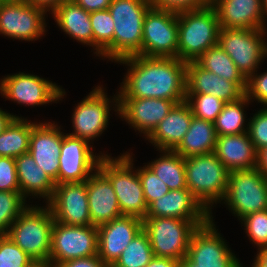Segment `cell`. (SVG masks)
I'll return each instance as SVG.
<instances>
[{
	"mask_svg": "<svg viewBox=\"0 0 267 267\" xmlns=\"http://www.w3.org/2000/svg\"><path fill=\"white\" fill-rule=\"evenodd\" d=\"M27 3L39 8H43L46 12L51 13L62 3L63 0H24Z\"/></svg>",
	"mask_w": 267,
	"mask_h": 267,
	"instance_id": "7dc6e473",
	"label": "cell"
},
{
	"mask_svg": "<svg viewBox=\"0 0 267 267\" xmlns=\"http://www.w3.org/2000/svg\"><path fill=\"white\" fill-rule=\"evenodd\" d=\"M249 102L250 100L245 95L238 101L224 104L222 111L214 121L217 137L247 133L248 127L244 125L246 124L244 106L249 105Z\"/></svg>",
	"mask_w": 267,
	"mask_h": 267,
	"instance_id": "836d02e7",
	"label": "cell"
},
{
	"mask_svg": "<svg viewBox=\"0 0 267 267\" xmlns=\"http://www.w3.org/2000/svg\"><path fill=\"white\" fill-rule=\"evenodd\" d=\"M63 141L60 126L52 122H33L28 153L36 165L58 185L59 157Z\"/></svg>",
	"mask_w": 267,
	"mask_h": 267,
	"instance_id": "ffe728a7",
	"label": "cell"
},
{
	"mask_svg": "<svg viewBox=\"0 0 267 267\" xmlns=\"http://www.w3.org/2000/svg\"><path fill=\"white\" fill-rule=\"evenodd\" d=\"M104 91L103 86L99 85L77 104L71 119L74 132L67 134L89 143L102 135L108 125L110 108L114 105L113 110L119 113L118 94L110 99Z\"/></svg>",
	"mask_w": 267,
	"mask_h": 267,
	"instance_id": "30bf717a",
	"label": "cell"
},
{
	"mask_svg": "<svg viewBox=\"0 0 267 267\" xmlns=\"http://www.w3.org/2000/svg\"><path fill=\"white\" fill-rule=\"evenodd\" d=\"M150 0H113L108 8L114 22L113 61L142 55L143 21Z\"/></svg>",
	"mask_w": 267,
	"mask_h": 267,
	"instance_id": "8992f818",
	"label": "cell"
},
{
	"mask_svg": "<svg viewBox=\"0 0 267 267\" xmlns=\"http://www.w3.org/2000/svg\"><path fill=\"white\" fill-rule=\"evenodd\" d=\"M0 191H20L15 158L0 156Z\"/></svg>",
	"mask_w": 267,
	"mask_h": 267,
	"instance_id": "7bdbcfd3",
	"label": "cell"
},
{
	"mask_svg": "<svg viewBox=\"0 0 267 267\" xmlns=\"http://www.w3.org/2000/svg\"><path fill=\"white\" fill-rule=\"evenodd\" d=\"M216 138L214 122L193 116L187 133L174 151L183 158L212 153Z\"/></svg>",
	"mask_w": 267,
	"mask_h": 267,
	"instance_id": "f1b7e54d",
	"label": "cell"
},
{
	"mask_svg": "<svg viewBox=\"0 0 267 267\" xmlns=\"http://www.w3.org/2000/svg\"><path fill=\"white\" fill-rule=\"evenodd\" d=\"M262 4H263V17H264V24L266 22V16H267V0H262ZM266 15V16H265Z\"/></svg>",
	"mask_w": 267,
	"mask_h": 267,
	"instance_id": "11a10c76",
	"label": "cell"
},
{
	"mask_svg": "<svg viewBox=\"0 0 267 267\" xmlns=\"http://www.w3.org/2000/svg\"><path fill=\"white\" fill-rule=\"evenodd\" d=\"M15 117H19V116L10 114L7 111H3L0 108V134L7 128V126L11 123V121Z\"/></svg>",
	"mask_w": 267,
	"mask_h": 267,
	"instance_id": "816d5d0a",
	"label": "cell"
},
{
	"mask_svg": "<svg viewBox=\"0 0 267 267\" xmlns=\"http://www.w3.org/2000/svg\"><path fill=\"white\" fill-rule=\"evenodd\" d=\"M258 250L252 267H267V248Z\"/></svg>",
	"mask_w": 267,
	"mask_h": 267,
	"instance_id": "f907efd6",
	"label": "cell"
},
{
	"mask_svg": "<svg viewBox=\"0 0 267 267\" xmlns=\"http://www.w3.org/2000/svg\"><path fill=\"white\" fill-rule=\"evenodd\" d=\"M223 203L238 220L267 210V179L257 168L229 172Z\"/></svg>",
	"mask_w": 267,
	"mask_h": 267,
	"instance_id": "9c48e42d",
	"label": "cell"
},
{
	"mask_svg": "<svg viewBox=\"0 0 267 267\" xmlns=\"http://www.w3.org/2000/svg\"><path fill=\"white\" fill-rule=\"evenodd\" d=\"M3 3H4V0H0V7L2 6Z\"/></svg>",
	"mask_w": 267,
	"mask_h": 267,
	"instance_id": "6f0895ef",
	"label": "cell"
},
{
	"mask_svg": "<svg viewBox=\"0 0 267 267\" xmlns=\"http://www.w3.org/2000/svg\"><path fill=\"white\" fill-rule=\"evenodd\" d=\"M137 172L147 206L170 191L168 186L147 165L137 169Z\"/></svg>",
	"mask_w": 267,
	"mask_h": 267,
	"instance_id": "ab89813d",
	"label": "cell"
},
{
	"mask_svg": "<svg viewBox=\"0 0 267 267\" xmlns=\"http://www.w3.org/2000/svg\"><path fill=\"white\" fill-rule=\"evenodd\" d=\"M98 253V228L74 226L54 221L52 227L49 262L52 265L71 259L96 256Z\"/></svg>",
	"mask_w": 267,
	"mask_h": 267,
	"instance_id": "8fae6325",
	"label": "cell"
},
{
	"mask_svg": "<svg viewBox=\"0 0 267 267\" xmlns=\"http://www.w3.org/2000/svg\"><path fill=\"white\" fill-rule=\"evenodd\" d=\"M28 207L6 235L35 262H49L54 218L48 205Z\"/></svg>",
	"mask_w": 267,
	"mask_h": 267,
	"instance_id": "277c9868",
	"label": "cell"
},
{
	"mask_svg": "<svg viewBox=\"0 0 267 267\" xmlns=\"http://www.w3.org/2000/svg\"><path fill=\"white\" fill-rule=\"evenodd\" d=\"M219 31L218 16L211 4L178 13V58L185 62L197 60L218 45Z\"/></svg>",
	"mask_w": 267,
	"mask_h": 267,
	"instance_id": "3957f363",
	"label": "cell"
},
{
	"mask_svg": "<svg viewBox=\"0 0 267 267\" xmlns=\"http://www.w3.org/2000/svg\"><path fill=\"white\" fill-rule=\"evenodd\" d=\"M88 12L107 10L113 0H74Z\"/></svg>",
	"mask_w": 267,
	"mask_h": 267,
	"instance_id": "bcb514c9",
	"label": "cell"
},
{
	"mask_svg": "<svg viewBox=\"0 0 267 267\" xmlns=\"http://www.w3.org/2000/svg\"><path fill=\"white\" fill-rule=\"evenodd\" d=\"M119 118L147 138L176 104L158 98H118Z\"/></svg>",
	"mask_w": 267,
	"mask_h": 267,
	"instance_id": "d6986e66",
	"label": "cell"
},
{
	"mask_svg": "<svg viewBox=\"0 0 267 267\" xmlns=\"http://www.w3.org/2000/svg\"><path fill=\"white\" fill-rule=\"evenodd\" d=\"M193 113V116L214 122L225 104L218 97L211 94L186 93L185 100Z\"/></svg>",
	"mask_w": 267,
	"mask_h": 267,
	"instance_id": "8d00e7d4",
	"label": "cell"
},
{
	"mask_svg": "<svg viewBox=\"0 0 267 267\" xmlns=\"http://www.w3.org/2000/svg\"><path fill=\"white\" fill-rule=\"evenodd\" d=\"M195 62L203 69L234 83H247L230 56L219 46L204 52Z\"/></svg>",
	"mask_w": 267,
	"mask_h": 267,
	"instance_id": "1f68e13d",
	"label": "cell"
},
{
	"mask_svg": "<svg viewBox=\"0 0 267 267\" xmlns=\"http://www.w3.org/2000/svg\"><path fill=\"white\" fill-rule=\"evenodd\" d=\"M213 216L192 234L186 257L197 267H243L214 224Z\"/></svg>",
	"mask_w": 267,
	"mask_h": 267,
	"instance_id": "4fadbf2b",
	"label": "cell"
},
{
	"mask_svg": "<svg viewBox=\"0 0 267 267\" xmlns=\"http://www.w3.org/2000/svg\"><path fill=\"white\" fill-rule=\"evenodd\" d=\"M146 217H173L189 221H209V213L188 188L170 190L147 206Z\"/></svg>",
	"mask_w": 267,
	"mask_h": 267,
	"instance_id": "7402d4cb",
	"label": "cell"
},
{
	"mask_svg": "<svg viewBox=\"0 0 267 267\" xmlns=\"http://www.w3.org/2000/svg\"><path fill=\"white\" fill-rule=\"evenodd\" d=\"M97 228V255L106 265L111 267L132 239L143 229V221L135 216L122 215Z\"/></svg>",
	"mask_w": 267,
	"mask_h": 267,
	"instance_id": "ac0fdd59",
	"label": "cell"
},
{
	"mask_svg": "<svg viewBox=\"0 0 267 267\" xmlns=\"http://www.w3.org/2000/svg\"><path fill=\"white\" fill-rule=\"evenodd\" d=\"M159 151L162 153L160 157L147 166L168 186L169 190L187 188L185 158L174 150Z\"/></svg>",
	"mask_w": 267,
	"mask_h": 267,
	"instance_id": "f546056e",
	"label": "cell"
},
{
	"mask_svg": "<svg viewBox=\"0 0 267 267\" xmlns=\"http://www.w3.org/2000/svg\"><path fill=\"white\" fill-rule=\"evenodd\" d=\"M150 4L154 9L180 13L207 7L211 0H150Z\"/></svg>",
	"mask_w": 267,
	"mask_h": 267,
	"instance_id": "b9f144b4",
	"label": "cell"
},
{
	"mask_svg": "<svg viewBox=\"0 0 267 267\" xmlns=\"http://www.w3.org/2000/svg\"><path fill=\"white\" fill-rule=\"evenodd\" d=\"M142 30V56L178 58V13L151 7Z\"/></svg>",
	"mask_w": 267,
	"mask_h": 267,
	"instance_id": "7c38bea8",
	"label": "cell"
},
{
	"mask_svg": "<svg viewBox=\"0 0 267 267\" xmlns=\"http://www.w3.org/2000/svg\"><path fill=\"white\" fill-rule=\"evenodd\" d=\"M85 139L63 132V141L59 157L58 184L82 182L87 180L98 169L103 155L96 156L93 146Z\"/></svg>",
	"mask_w": 267,
	"mask_h": 267,
	"instance_id": "2e32d148",
	"label": "cell"
},
{
	"mask_svg": "<svg viewBox=\"0 0 267 267\" xmlns=\"http://www.w3.org/2000/svg\"><path fill=\"white\" fill-rule=\"evenodd\" d=\"M15 162L21 195L25 199L29 196H39L45 198L47 203L53 196L55 182L36 165L29 153L15 157Z\"/></svg>",
	"mask_w": 267,
	"mask_h": 267,
	"instance_id": "4316f807",
	"label": "cell"
},
{
	"mask_svg": "<svg viewBox=\"0 0 267 267\" xmlns=\"http://www.w3.org/2000/svg\"><path fill=\"white\" fill-rule=\"evenodd\" d=\"M9 1H23V0H4V2H9Z\"/></svg>",
	"mask_w": 267,
	"mask_h": 267,
	"instance_id": "9f6ffc18",
	"label": "cell"
},
{
	"mask_svg": "<svg viewBox=\"0 0 267 267\" xmlns=\"http://www.w3.org/2000/svg\"><path fill=\"white\" fill-rule=\"evenodd\" d=\"M214 154L230 172L257 168V154L248 133L218 136Z\"/></svg>",
	"mask_w": 267,
	"mask_h": 267,
	"instance_id": "484cf974",
	"label": "cell"
},
{
	"mask_svg": "<svg viewBox=\"0 0 267 267\" xmlns=\"http://www.w3.org/2000/svg\"><path fill=\"white\" fill-rule=\"evenodd\" d=\"M34 262L6 234L0 235V267H30Z\"/></svg>",
	"mask_w": 267,
	"mask_h": 267,
	"instance_id": "74e56055",
	"label": "cell"
},
{
	"mask_svg": "<svg viewBox=\"0 0 267 267\" xmlns=\"http://www.w3.org/2000/svg\"><path fill=\"white\" fill-rule=\"evenodd\" d=\"M46 204L56 222L74 226L92 225L86 180L56 185L52 198Z\"/></svg>",
	"mask_w": 267,
	"mask_h": 267,
	"instance_id": "e0dca14e",
	"label": "cell"
},
{
	"mask_svg": "<svg viewBox=\"0 0 267 267\" xmlns=\"http://www.w3.org/2000/svg\"><path fill=\"white\" fill-rule=\"evenodd\" d=\"M33 122L15 117L0 134V156L15 158L29 151Z\"/></svg>",
	"mask_w": 267,
	"mask_h": 267,
	"instance_id": "4dcf8cb0",
	"label": "cell"
},
{
	"mask_svg": "<svg viewBox=\"0 0 267 267\" xmlns=\"http://www.w3.org/2000/svg\"><path fill=\"white\" fill-rule=\"evenodd\" d=\"M266 35L267 29L220 28L218 45L230 56L246 80L267 57Z\"/></svg>",
	"mask_w": 267,
	"mask_h": 267,
	"instance_id": "ba28073f",
	"label": "cell"
},
{
	"mask_svg": "<svg viewBox=\"0 0 267 267\" xmlns=\"http://www.w3.org/2000/svg\"><path fill=\"white\" fill-rule=\"evenodd\" d=\"M86 188L93 226L98 227L122 216L113 186L99 169L86 180Z\"/></svg>",
	"mask_w": 267,
	"mask_h": 267,
	"instance_id": "603a6c76",
	"label": "cell"
},
{
	"mask_svg": "<svg viewBox=\"0 0 267 267\" xmlns=\"http://www.w3.org/2000/svg\"><path fill=\"white\" fill-rule=\"evenodd\" d=\"M179 267H197V265L191 262L186 256L179 261Z\"/></svg>",
	"mask_w": 267,
	"mask_h": 267,
	"instance_id": "f5cc1de1",
	"label": "cell"
},
{
	"mask_svg": "<svg viewBox=\"0 0 267 267\" xmlns=\"http://www.w3.org/2000/svg\"><path fill=\"white\" fill-rule=\"evenodd\" d=\"M220 28L266 29L262 0H211Z\"/></svg>",
	"mask_w": 267,
	"mask_h": 267,
	"instance_id": "cb8c5ba5",
	"label": "cell"
},
{
	"mask_svg": "<svg viewBox=\"0 0 267 267\" xmlns=\"http://www.w3.org/2000/svg\"><path fill=\"white\" fill-rule=\"evenodd\" d=\"M46 11L26 1L4 2L0 7V34L35 41L46 32Z\"/></svg>",
	"mask_w": 267,
	"mask_h": 267,
	"instance_id": "9a60e30c",
	"label": "cell"
},
{
	"mask_svg": "<svg viewBox=\"0 0 267 267\" xmlns=\"http://www.w3.org/2000/svg\"><path fill=\"white\" fill-rule=\"evenodd\" d=\"M55 267H109L106 265L98 255L86 257V258H78L71 259L62 263H57Z\"/></svg>",
	"mask_w": 267,
	"mask_h": 267,
	"instance_id": "f6af8a7d",
	"label": "cell"
},
{
	"mask_svg": "<svg viewBox=\"0 0 267 267\" xmlns=\"http://www.w3.org/2000/svg\"><path fill=\"white\" fill-rule=\"evenodd\" d=\"M143 230L147 233L154 256L182 260L193 232L208 221H189L173 217H145Z\"/></svg>",
	"mask_w": 267,
	"mask_h": 267,
	"instance_id": "52a82bcc",
	"label": "cell"
},
{
	"mask_svg": "<svg viewBox=\"0 0 267 267\" xmlns=\"http://www.w3.org/2000/svg\"><path fill=\"white\" fill-rule=\"evenodd\" d=\"M115 62L129 66L118 98H160L176 104L186 100L187 62L174 57L142 55Z\"/></svg>",
	"mask_w": 267,
	"mask_h": 267,
	"instance_id": "6da1fadb",
	"label": "cell"
},
{
	"mask_svg": "<svg viewBox=\"0 0 267 267\" xmlns=\"http://www.w3.org/2000/svg\"><path fill=\"white\" fill-rule=\"evenodd\" d=\"M90 21L94 54L113 61L114 22L110 11L107 9L90 12Z\"/></svg>",
	"mask_w": 267,
	"mask_h": 267,
	"instance_id": "d6a6232c",
	"label": "cell"
},
{
	"mask_svg": "<svg viewBox=\"0 0 267 267\" xmlns=\"http://www.w3.org/2000/svg\"><path fill=\"white\" fill-rule=\"evenodd\" d=\"M192 117L186 101L177 103L146 139L157 150H174L187 133Z\"/></svg>",
	"mask_w": 267,
	"mask_h": 267,
	"instance_id": "d4e9b609",
	"label": "cell"
},
{
	"mask_svg": "<svg viewBox=\"0 0 267 267\" xmlns=\"http://www.w3.org/2000/svg\"><path fill=\"white\" fill-rule=\"evenodd\" d=\"M257 169L267 179V146L258 151Z\"/></svg>",
	"mask_w": 267,
	"mask_h": 267,
	"instance_id": "681fc988",
	"label": "cell"
},
{
	"mask_svg": "<svg viewBox=\"0 0 267 267\" xmlns=\"http://www.w3.org/2000/svg\"><path fill=\"white\" fill-rule=\"evenodd\" d=\"M145 267H179V261L168 257L154 256Z\"/></svg>",
	"mask_w": 267,
	"mask_h": 267,
	"instance_id": "c3c4849f",
	"label": "cell"
},
{
	"mask_svg": "<svg viewBox=\"0 0 267 267\" xmlns=\"http://www.w3.org/2000/svg\"><path fill=\"white\" fill-rule=\"evenodd\" d=\"M153 257L149 237L142 229L123 250L112 267H145Z\"/></svg>",
	"mask_w": 267,
	"mask_h": 267,
	"instance_id": "e575fe53",
	"label": "cell"
},
{
	"mask_svg": "<svg viewBox=\"0 0 267 267\" xmlns=\"http://www.w3.org/2000/svg\"><path fill=\"white\" fill-rule=\"evenodd\" d=\"M51 14L65 34L84 45L93 47L90 12L84 10L75 1H64Z\"/></svg>",
	"mask_w": 267,
	"mask_h": 267,
	"instance_id": "83f0119b",
	"label": "cell"
},
{
	"mask_svg": "<svg viewBox=\"0 0 267 267\" xmlns=\"http://www.w3.org/2000/svg\"><path fill=\"white\" fill-rule=\"evenodd\" d=\"M246 96L267 107V71L260 75L256 71L247 79Z\"/></svg>",
	"mask_w": 267,
	"mask_h": 267,
	"instance_id": "ee69618b",
	"label": "cell"
},
{
	"mask_svg": "<svg viewBox=\"0 0 267 267\" xmlns=\"http://www.w3.org/2000/svg\"><path fill=\"white\" fill-rule=\"evenodd\" d=\"M25 200L20 191H0V234H6L28 207Z\"/></svg>",
	"mask_w": 267,
	"mask_h": 267,
	"instance_id": "d590c367",
	"label": "cell"
},
{
	"mask_svg": "<svg viewBox=\"0 0 267 267\" xmlns=\"http://www.w3.org/2000/svg\"><path fill=\"white\" fill-rule=\"evenodd\" d=\"M247 83H234L187 62L186 93L211 94L225 103L235 102L246 95Z\"/></svg>",
	"mask_w": 267,
	"mask_h": 267,
	"instance_id": "44dd1931",
	"label": "cell"
},
{
	"mask_svg": "<svg viewBox=\"0 0 267 267\" xmlns=\"http://www.w3.org/2000/svg\"><path fill=\"white\" fill-rule=\"evenodd\" d=\"M247 124V133L258 152L267 146V108L260 109L249 119Z\"/></svg>",
	"mask_w": 267,
	"mask_h": 267,
	"instance_id": "60d3db41",
	"label": "cell"
},
{
	"mask_svg": "<svg viewBox=\"0 0 267 267\" xmlns=\"http://www.w3.org/2000/svg\"><path fill=\"white\" fill-rule=\"evenodd\" d=\"M131 155L127 151L117 158L103 155L98 169L110 180L122 215L135 216L143 220L147 215V204Z\"/></svg>",
	"mask_w": 267,
	"mask_h": 267,
	"instance_id": "7a4b0ae2",
	"label": "cell"
},
{
	"mask_svg": "<svg viewBox=\"0 0 267 267\" xmlns=\"http://www.w3.org/2000/svg\"><path fill=\"white\" fill-rule=\"evenodd\" d=\"M185 177L187 188L212 215V205L226 194L229 171L212 152L185 158Z\"/></svg>",
	"mask_w": 267,
	"mask_h": 267,
	"instance_id": "5b68a950",
	"label": "cell"
},
{
	"mask_svg": "<svg viewBox=\"0 0 267 267\" xmlns=\"http://www.w3.org/2000/svg\"><path fill=\"white\" fill-rule=\"evenodd\" d=\"M0 93L7 100L20 105L40 106L64 98L65 90L42 77L19 72L7 75L0 81Z\"/></svg>",
	"mask_w": 267,
	"mask_h": 267,
	"instance_id": "5bb4252c",
	"label": "cell"
},
{
	"mask_svg": "<svg viewBox=\"0 0 267 267\" xmlns=\"http://www.w3.org/2000/svg\"><path fill=\"white\" fill-rule=\"evenodd\" d=\"M30 267H55L50 262H34Z\"/></svg>",
	"mask_w": 267,
	"mask_h": 267,
	"instance_id": "db71d44e",
	"label": "cell"
},
{
	"mask_svg": "<svg viewBox=\"0 0 267 267\" xmlns=\"http://www.w3.org/2000/svg\"><path fill=\"white\" fill-rule=\"evenodd\" d=\"M249 240L258 249L267 247V210L253 212L241 219Z\"/></svg>",
	"mask_w": 267,
	"mask_h": 267,
	"instance_id": "f35d334b",
	"label": "cell"
}]
</instances>
